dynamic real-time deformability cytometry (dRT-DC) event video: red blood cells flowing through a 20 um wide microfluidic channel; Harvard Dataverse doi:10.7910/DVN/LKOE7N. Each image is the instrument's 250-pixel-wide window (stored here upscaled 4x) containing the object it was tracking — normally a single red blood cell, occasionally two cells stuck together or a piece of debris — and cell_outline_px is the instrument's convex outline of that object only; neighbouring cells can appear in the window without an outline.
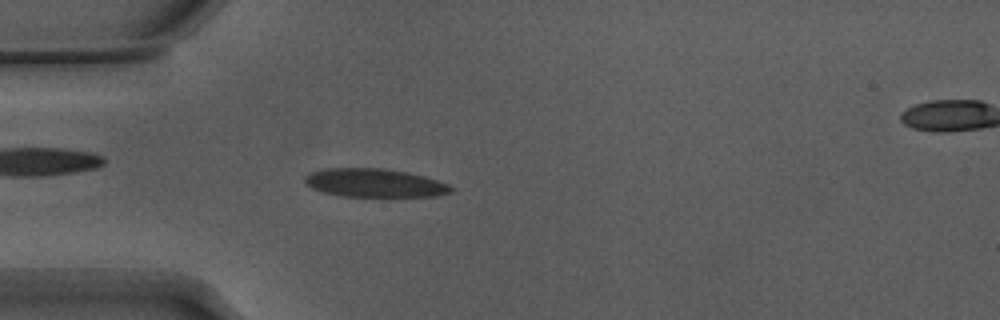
{"species": "Egyptian fruit bat (a non-hibernating species)", "species_latin": "Rousettus aegyptiacus", "temperature_condition": "warm", "stored_images_in_passage": 53, "camera_frame_rate_fps": 3000, "um_per_image_px": 0.085, "animal": {"sex": "male"}, "frame": {"image": 1, "passage_image": 15, "time_ms": 4.667, "image_size_px": [1000, 320], "cell_outline_px": [[456, 188], [452, 192], [436, 196], [340, 196], [324, 192], [312, 188], [304, 180], [304, 176], [312, 172], [324, 168], [384, 168], [408, 172], [424, 176], [448, 184]], "centroid_in_image_um": [31.86, 15.54], "position_along_channel_um": 53.1, "area_um2": 24.22}}
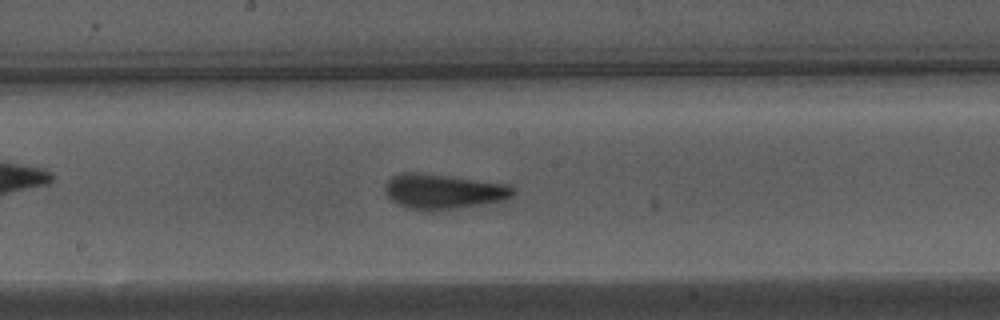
{"frame": {"image": 2, "passage_image": 28, "time_ms": 9.0, "image_size_px": [1000, 320], "cell_outline_px": [[516, 192], [512, 196], [504, 200], [484, 204], [432, 212], [420, 212], [396, 204], [388, 196], [384, 188], [384, 184], [392, 176], [404, 172], [416, 172], [504, 184], [512, 188]], "centroid_in_image_um": [37.61, 16.31], "position_along_channel_um": 210.6, "area_um2": 26.13}}
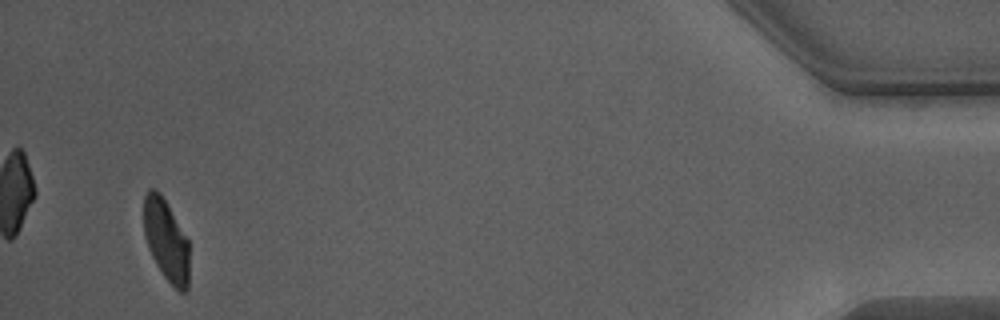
{"frame": {"image": 3, "passage_image": 51, "time_ms": 16.667, "image_size_px": [1000, 320], "cell_outline_px": [[188, 288], [184, 292], [180, 292], [164, 276], [156, 264], [148, 248], [144, 236], [144, 196], [148, 188], [156, 188], [160, 192], [188, 240]], "centroid_in_image_um": [14.1, 20.39], "position_along_channel_um": 421.1, "area_um2": 21.44}, "authors_computed_cell_mechanics": {"area_um2": 24.3338, "velocity_mm_per_s": 3.824, "shape_relaxation_time_tau1_ms": 3.4257, "shape_relaxation_time_tau2_ms": 0.3504, "deformation_change_tau1": 0.1471, "deformation_change_tau2": 0.0634}}